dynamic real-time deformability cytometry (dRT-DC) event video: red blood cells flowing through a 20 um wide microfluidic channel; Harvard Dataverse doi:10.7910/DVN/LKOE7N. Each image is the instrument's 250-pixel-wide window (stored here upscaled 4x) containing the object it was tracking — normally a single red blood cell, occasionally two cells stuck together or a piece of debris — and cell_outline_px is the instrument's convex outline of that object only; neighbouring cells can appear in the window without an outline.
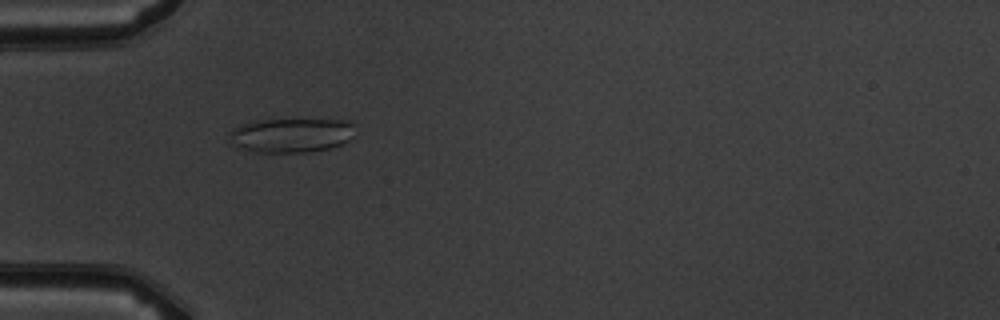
{"species": "common noctule bat (a hibernating species)", "species_latin": "Nyctalus noctula", "temperature_condition": "warm", "stored_images_in_passage": 3, "camera_frame_rate_fps": 3000, "um_per_image_px": 0.085, "animal": {"sex": "male", "body_mass_g": 19.5, "forearm_length_mm": 54.6}, "frame": {"image": 1, "passage_image": 2, "time_ms": 2.0, "image_size_px": [1000, 320], "cell_outline_px": [[352, 136], [344, 144], [332, 148], [308, 152], [244, 152], [232, 140], [232, 128], [240, 124], [256, 120], [348, 120], [352, 124]], "centroid_in_image_um": [24.76, 11.51], "position_along_channel_um": 60.2, "area_um2": 25.03}}
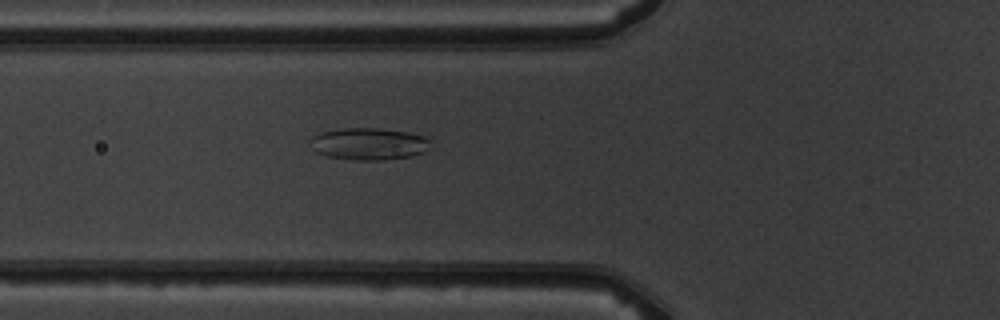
{"frame": {"image": 2, "passage_image": 3, "time_ms": 3.0, "image_size_px": [1000, 320], "cell_outline_px": [[432, 140], [424, 152], [412, 156], [384, 160], [352, 160], [328, 156], [316, 152], [312, 148], [308, 140], [312, 136], [324, 132], [344, 128], [380, 128], [408, 132], [428, 136]], "centroid_in_image_um": [31.37, 12.23], "position_along_channel_um": 94.4, "area_um2": 22.66}}